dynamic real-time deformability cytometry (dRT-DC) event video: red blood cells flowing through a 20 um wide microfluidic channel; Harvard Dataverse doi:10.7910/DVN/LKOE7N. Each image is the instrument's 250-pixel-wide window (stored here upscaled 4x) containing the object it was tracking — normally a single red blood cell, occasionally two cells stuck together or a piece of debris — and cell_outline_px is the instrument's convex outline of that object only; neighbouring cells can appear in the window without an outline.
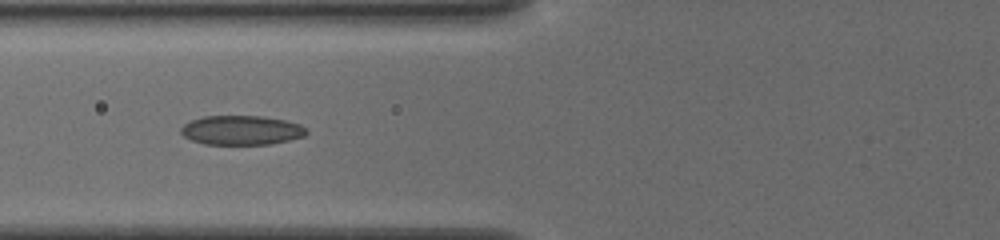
{"species": "common noctule bat (a hibernating species)", "species_latin": "Nyctalus noctula", "temperature_condition": "cold", "stored_images_in_passage": 22, "camera_frame_rate_fps": 3000, "um_per_image_px": 0.085, "animal": {"sex": "female", "body_mass_g": 19.5, "forearm_length_mm": 54.1}, "frame": {"image": 1, "passage_image": 7, "time_ms": 2.0, "image_size_px": [1000, 240], "cell_outline_px": [[308, 132], [304, 136], [272, 144], [204, 144], [192, 140], [184, 136], [180, 132], [180, 128], [184, 124], [192, 120], [204, 116], [264, 116], [284, 120], [300, 124]], "centroid_in_image_um": [20.51, 11.06], "position_along_channel_um": 105.3, "area_um2": 21.39}}
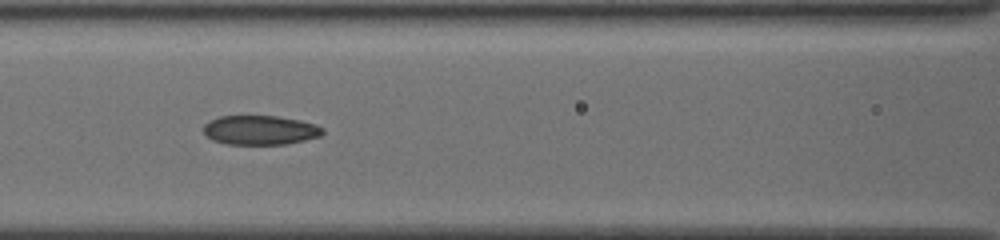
{"frame": {"image": 2, "passage_image": 10, "time_ms": 3.0, "image_size_px": [1000, 240], "cell_outline_px": [[324, 132], [320, 136], [304, 140], [284, 144], [228, 144], [212, 140], [204, 132], [204, 124], [220, 116], [276, 116], [300, 120], [316, 124], [324, 128]], "centroid_in_image_um": [22.14, 11.05], "position_along_channel_um": 144.5, "area_um2": 20.23}}